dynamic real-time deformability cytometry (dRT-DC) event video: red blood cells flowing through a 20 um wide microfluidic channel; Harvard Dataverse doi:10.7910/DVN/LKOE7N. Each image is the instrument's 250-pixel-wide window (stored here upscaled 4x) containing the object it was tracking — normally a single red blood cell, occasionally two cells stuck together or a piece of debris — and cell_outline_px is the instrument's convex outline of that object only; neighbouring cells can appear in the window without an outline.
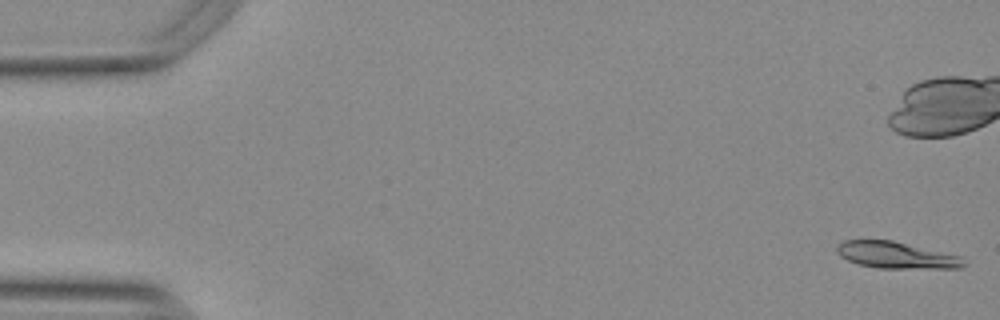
{"species": "Egyptian fruit bat (a non-hibernating species)", "species_latin": "Rousettus aegyptiacus", "temperature_condition": "warm", "stored_images_in_passage": 16, "camera_frame_rate_fps": 3000, "um_per_image_px": 0.085, "animal": {"sex": "female"}, "frame": {"image": 1, "passage_image": 1, "time_ms": 0.0, "image_size_px": [1000, 320], "cell_outline_px": [[964, 264], [960, 268], [876, 268], [860, 264], [848, 260], [840, 256], [836, 252], [836, 244], [844, 240], [892, 240], [960, 256]], "centroid_in_image_um": [76.11, 21.68], "position_along_channel_um": 8.9, "area_um2": 19.48}}